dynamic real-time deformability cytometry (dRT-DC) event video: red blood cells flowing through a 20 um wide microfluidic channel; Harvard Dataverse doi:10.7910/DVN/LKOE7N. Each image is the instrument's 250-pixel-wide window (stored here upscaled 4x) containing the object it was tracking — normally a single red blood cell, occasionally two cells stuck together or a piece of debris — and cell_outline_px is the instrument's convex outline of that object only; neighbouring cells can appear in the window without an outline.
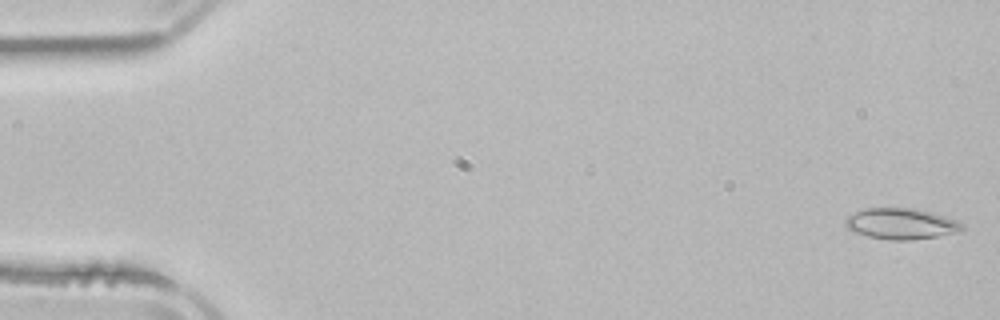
{"species": "common noctule bat (a hibernating species)", "species_latin": "Nyctalus noctula", "temperature_condition": "room temperature", "stored_images_in_passage": 4, "camera_frame_rate_fps": 3000, "um_per_image_px": 0.085, "animal": {"sex": "male", "body_mass_g": 21.5, "forearm_length_mm": 52.0}, "frame": {"image": 1, "passage_image": 1, "time_ms": 0.0, "image_size_px": [1000, 320], "cell_outline_px": [[964, 232], [912, 240], [888, 240], [868, 236], [856, 232], [848, 228], [844, 224], [844, 220], [848, 216], [864, 208], [912, 208], [932, 212], [956, 220], [964, 224]], "centroid_in_image_um": [76.64, 19.02], "position_along_channel_um": 8.4, "area_um2": 21.21}}